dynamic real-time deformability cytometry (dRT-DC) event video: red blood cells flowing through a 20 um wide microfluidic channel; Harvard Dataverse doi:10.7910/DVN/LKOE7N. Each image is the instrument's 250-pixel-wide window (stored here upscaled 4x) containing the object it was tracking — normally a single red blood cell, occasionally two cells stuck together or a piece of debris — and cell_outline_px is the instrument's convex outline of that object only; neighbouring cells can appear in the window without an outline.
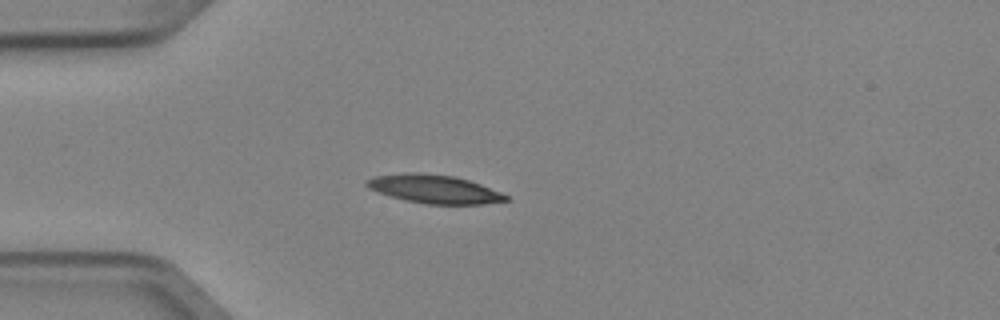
{"species": "Egyptian fruit bat (a non-hibernating species)", "species_latin": "Rousettus aegyptiacus", "temperature_condition": "cold", "stored_images_in_passage": 1, "camera_frame_rate_fps": 3000, "um_per_image_px": 0.085, "animal": {"sex": "female"}, "frame": {"image": 1, "passage_image": 1, "time_ms": 0.0, "image_size_px": [1000, 320], "cell_outline_px": [[508, 200], [484, 204], [424, 204], [404, 200], [388, 196], [368, 188], [364, 184], [364, 180], [376, 176], [408, 172], [416, 172], [452, 176], [468, 180], [480, 184], [508, 196]], "centroid_in_image_um": [36.84, 16.07], "position_along_channel_um": 48.2, "area_um2": 23.0}}